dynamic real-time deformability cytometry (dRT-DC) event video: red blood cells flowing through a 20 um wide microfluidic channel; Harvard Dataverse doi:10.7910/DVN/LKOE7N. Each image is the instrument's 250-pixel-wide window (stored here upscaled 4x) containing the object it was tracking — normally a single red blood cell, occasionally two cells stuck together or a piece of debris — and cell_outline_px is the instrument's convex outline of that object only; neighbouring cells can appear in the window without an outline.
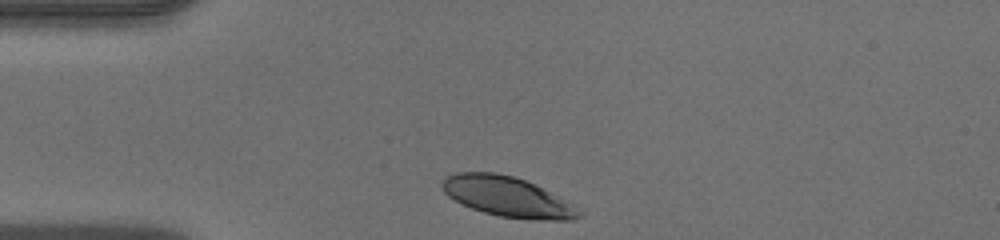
{"species": "human", "species_latin": "Homo sapiens", "temperature_condition": "warm", "stored_images_in_passage": 29, "camera_frame_rate_fps": 3000, "um_per_image_px": 0.085, "donor": {"sex": "male"}, "frame": {"image": 1, "passage_image": 1, "time_ms": 0.0, "image_size_px": [1000, 240], "cell_outline_px": [[584, 216], [572, 220], [532, 220], [500, 216], [484, 212], [472, 208], [448, 196], [444, 192], [440, 184], [448, 176], [456, 172], [496, 172], [512, 176], [524, 180], [556, 196], [584, 212]], "centroid_in_image_um": [43.13, 16.73], "position_along_channel_um": 41.9, "area_um2": 31.44}}
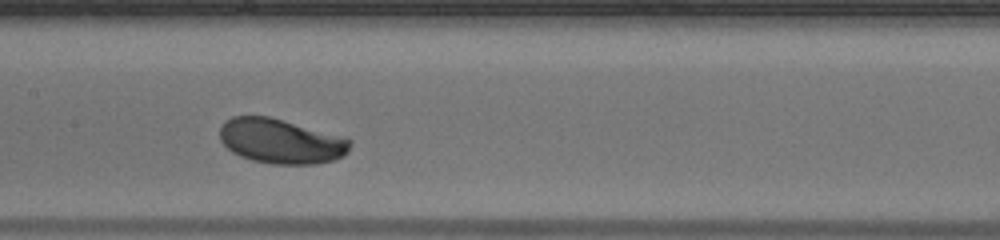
{"frame": {"image": 2, "passage_image": 13, "time_ms": 4.0, "image_size_px": [1000, 240], "cell_outline_px": [[352, 144], [348, 152], [344, 156], [332, 160], [316, 164], [272, 164], [252, 160], [240, 156], [232, 152], [220, 140], [220, 128], [224, 120], [232, 116], [268, 116], [344, 136], [352, 140]], "centroid_in_image_um": [23.89, 12.0], "position_along_channel_um": 183.5, "area_um2": 34.22}}
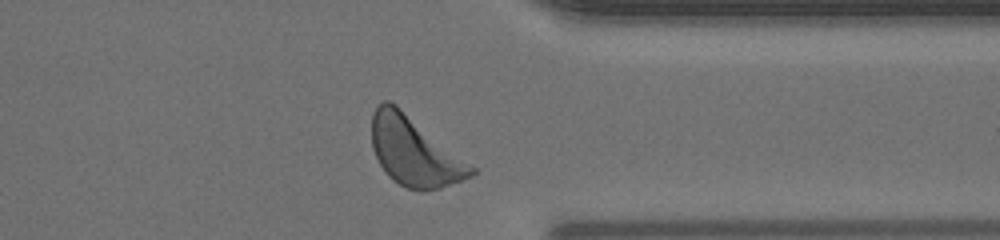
{"frame": {"image": 3, "passage_image": 27, "time_ms": 8.667, "image_size_px": [1000, 240], "cell_outline_px": [[476, 172], [472, 176], [440, 188], [420, 192], [408, 188], [392, 180], [388, 176], [380, 164], [372, 148], [372, 112], [376, 104], [384, 100], [388, 100], [396, 104], [476, 168]], "centroid_in_image_um": [35.2, 12.87], "position_along_channel_um": 376.2, "area_um2": 39.88}}